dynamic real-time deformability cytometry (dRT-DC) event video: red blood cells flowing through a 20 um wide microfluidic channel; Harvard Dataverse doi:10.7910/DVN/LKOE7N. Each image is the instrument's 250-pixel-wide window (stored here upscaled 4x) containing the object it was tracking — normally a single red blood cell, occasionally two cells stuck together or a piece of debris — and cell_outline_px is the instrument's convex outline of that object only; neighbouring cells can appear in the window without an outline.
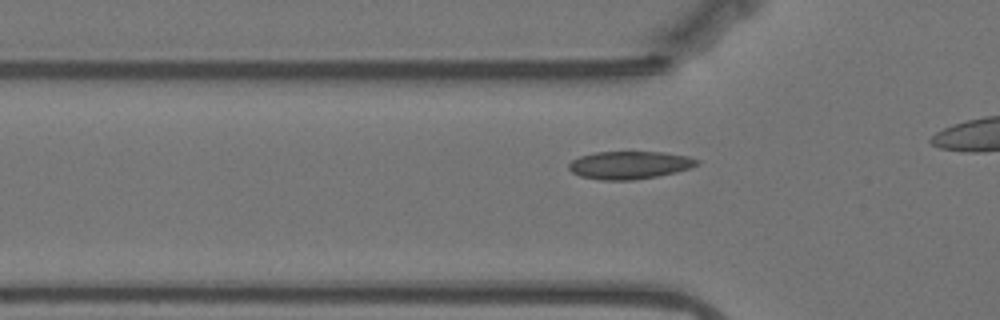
{"species": "Egyptian fruit bat (a non-hibernating species)", "species_latin": "Rousettus aegyptiacus", "temperature_condition": "warm", "stored_images_in_passage": 10, "camera_frame_rate_fps": 3000, "um_per_image_px": 0.085, "animal": {"sex": "female"}, "frame": {"image": 1, "passage_image": 10, "time_ms": 3.0, "image_size_px": [1000, 320], "cell_outline_px": [[700, 164], [692, 168], [676, 172], [656, 176], [632, 180], [600, 180], [580, 176], [572, 172], [568, 168], [568, 164], [572, 160], [580, 156], [596, 152], [664, 152], [688, 156], [700, 160]], "centroid_in_image_um": [53.53, 14.03], "position_along_channel_um": 72.3, "area_um2": 20.87}}